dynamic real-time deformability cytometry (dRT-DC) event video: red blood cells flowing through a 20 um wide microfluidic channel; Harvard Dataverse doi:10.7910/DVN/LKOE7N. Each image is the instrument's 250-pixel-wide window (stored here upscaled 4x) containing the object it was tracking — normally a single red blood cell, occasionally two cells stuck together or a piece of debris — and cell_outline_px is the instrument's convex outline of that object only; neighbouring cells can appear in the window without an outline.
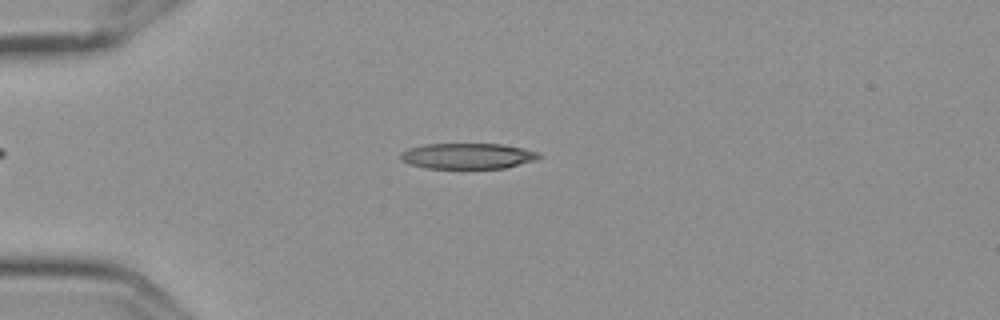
{"species": "Egyptian fruit bat (a non-hibernating species)", "species_latin": "Rousettus aegyptiacus", "temperature_condition": "cold", "stored_images_in_passage": 7, "camera_frame_rate_fps": 3000, "um_per_image_px": 0.085, "frame": {"image": 1, "passage_image": 4, "time_ms": 1.0, "image_size_px": [1000, 320], "cell_outline_px": [[544, 156], [536, 160], [504, 168], [424, 168], [408, 164], [400, 160], [400, 152], [408, 148], [424, 144], [504, 144], [524, 148], [540, 152]], "centroid_in_image_um": [39.76, 13.25], "position_along_channel_um": 45.2, "area_um2": 21.04}}
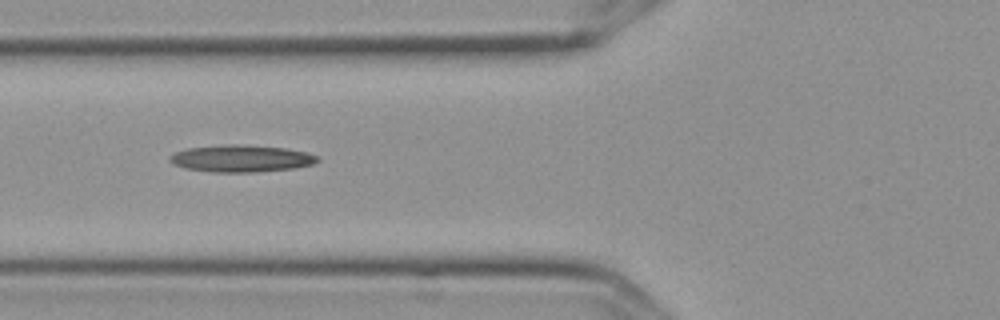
{"frame": {"image": 2, "passage_image": 6, "time_ms": 1.667, "image_size_px": [1000, 320], "cell_outline_px": [[320, 160], [312, 164], [296, 168], [256, 172], [212, 172], [184, 168], [168, 160], [168, 156], [176, 152], [188, 148], [224, 144], [236, 144], [288, 148], [308, 152], [316, 156]], "centroid_in_image_um": [20.52, 13.47], "position_along_channel_um": 105.3, "area_um2": 23.35}}
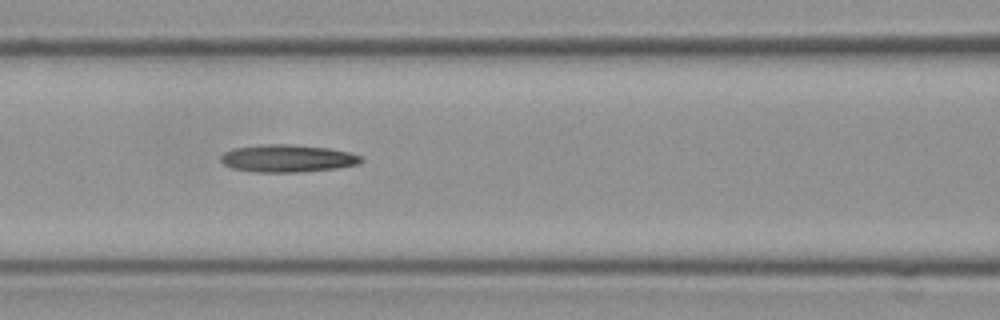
{"frame": {"image": 3, "passage_image": 7, "time_ms": 2.0, "image_size_px": [1000, 320], "cell_outline_px": [[364, 160], [356, 164], [336, 168], [300, 172], [256, 172], [232, 168], [224, 164], [220, 160], [220, 156], [224, 152], [236, 148], [260, 144], [288, 144], [328, 148], [348, 152], [360, 156]], "centroid_in_image_um": [24.4, 13.46], "position_along_channel_um": 142.2, "area_um2": 22.31}}